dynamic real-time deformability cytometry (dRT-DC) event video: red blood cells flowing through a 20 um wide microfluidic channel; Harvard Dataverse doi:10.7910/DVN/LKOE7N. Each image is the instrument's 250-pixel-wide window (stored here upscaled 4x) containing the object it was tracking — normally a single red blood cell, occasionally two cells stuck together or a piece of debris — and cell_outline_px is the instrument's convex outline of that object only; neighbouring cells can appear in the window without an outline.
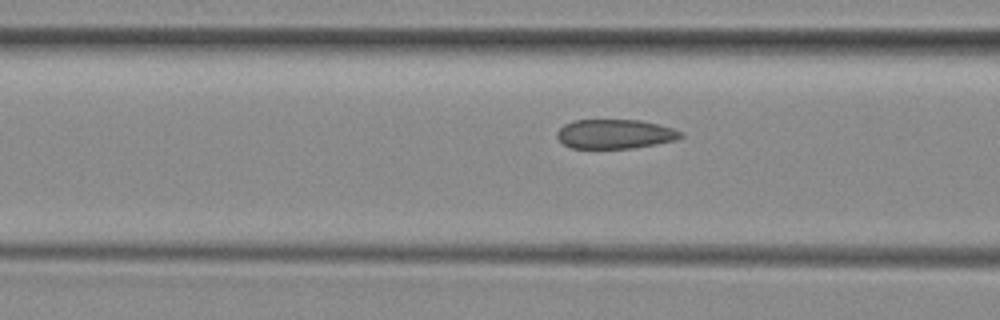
{"species": "common noctule bat (a hibernating species)", "species_latin": "Nyctalus noctula", "temperature_condition": "room temperature", "stored_images_in_passage": 13, "camera_frame_rate_fps": 3000, "um_per_image_px": 0.085, "animal": {"sex": "female", "body_mass_g": 29.2, "forearm_length_mm": 56.3}, "frame": {"image": 1, "passage_image": 10, "time_ms": 3.0, "image_size_px": [1000, 320], "cell_outline_px": [[684, 136], [676, 140], [656, 144], [632, 148], [572, 148], [564, 144], [556, 136], [556, 132], [564, 124], [572, 120], [640, 120], [660, 124], [684, 132]], "centroid_in_image_um": [52.29, 11.38], "position_along_channel_um": 114.3, "area_um2": 21.27}}